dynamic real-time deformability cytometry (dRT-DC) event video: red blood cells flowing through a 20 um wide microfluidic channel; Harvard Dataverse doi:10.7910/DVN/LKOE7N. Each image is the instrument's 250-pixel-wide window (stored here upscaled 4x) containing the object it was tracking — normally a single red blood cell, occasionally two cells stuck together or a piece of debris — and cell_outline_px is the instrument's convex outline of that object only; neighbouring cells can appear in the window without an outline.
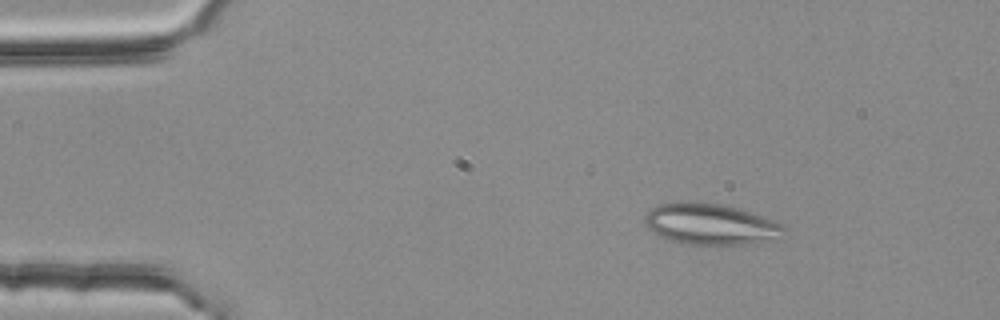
{"species": "common noctule bat (a hibernating species)", "species_latin": "Nyctalus noctula", "temperature_condition": "room temperature", "stored_images_in_passage": 3, "camera_frame_rate_fps": 3000, "um_per_image_px": 0.085, "animal": {"sex": "female", "body_mass_g": 25.1}, "frame": {"image": 1, "passage_image": 1, "time_ms": 0.0, "image_size_px": [1000, 320], "cell_outline_px": [[788, 228], [756, 244], [684, 244], [660, 236], [648, 228], [644, 224], [644, 216], [652, 208], [660, 204], [720, 204], [736, 208], [776, 220], [784, 224]], "centroid_in_image_um": [60.38, 19.08], "position_along_channel_um": 24.6, "area_um2": 32.14}}